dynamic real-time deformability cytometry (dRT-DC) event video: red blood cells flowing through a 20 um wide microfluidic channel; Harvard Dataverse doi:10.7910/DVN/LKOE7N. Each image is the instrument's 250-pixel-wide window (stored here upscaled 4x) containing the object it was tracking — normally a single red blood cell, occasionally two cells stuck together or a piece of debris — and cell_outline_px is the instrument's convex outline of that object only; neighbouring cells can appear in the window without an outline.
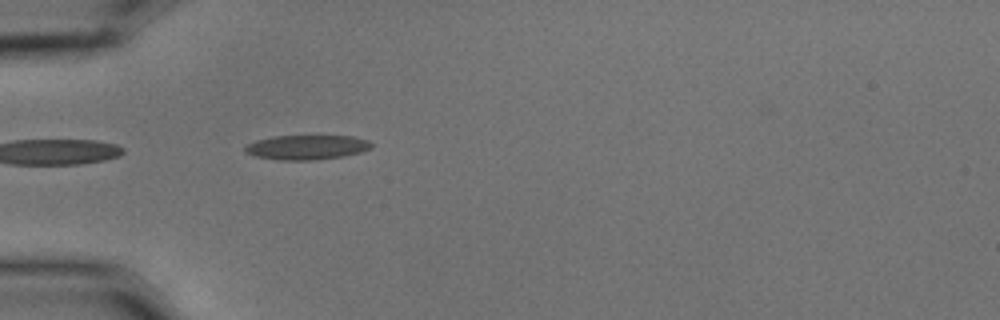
{"species": "common noctule bat (a hibernating species)", "species_latin": "Nyctalus noctula", "temperature_condition": "cold", "stored_images_in_passage": 5, "segment_of_instrument_passage": [2, 2], "camera_frame_rate_fps": 3000, "um_per_image_px": 0.085, "animal": {"sex": "male", "body_mass_g": 15.6}, "frame": {"image": 1, "passage_image": 5, "time_ms": 1.333, "image_size_px": [1000, 320], "cell_outline_px": [[372, 148], [360, 152], [344, 156], [312, 160], [280, 160], [256, 156], [244, 152], [244, 148], [248, 144], [256, 140], [272, 136], [352, 136], [368, 140], [372, 144]], "centroid_in_image_um": [26.07, 12.51], "position_along_channel_um": 58.9, "area_um2": 18.03}}